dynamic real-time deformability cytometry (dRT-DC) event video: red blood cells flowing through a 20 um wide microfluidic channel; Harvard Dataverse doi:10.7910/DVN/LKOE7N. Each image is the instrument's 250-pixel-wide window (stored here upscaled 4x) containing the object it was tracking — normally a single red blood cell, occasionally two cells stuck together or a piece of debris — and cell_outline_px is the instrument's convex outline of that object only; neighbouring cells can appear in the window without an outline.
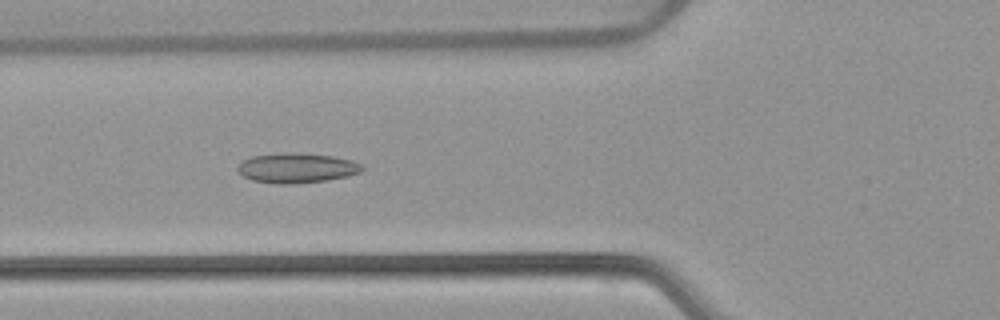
{"species": "common noctule bat (a hibernating species)", "species_latin": "Nyctalus noctula", "temperature_condition": "warm", "stored_images_in_passage": 53, "camera_frame_rate_fps": 3000, "um_per_image_px": 0.085, "animal": {"sex": "female", "body_mass_g": 22.7, "forearm_length_mm": 54.2}, "frame": {"image": 1, "passage_image": 20, "time_ms": 6.333, "image_size_px": [1000, 320], "cell_outline_px": [[364, 172], [348, 176], [324, 180], [296, 184], [276, 184], [252, 180], [244, 176], [236, 168], [244, 160], [252, 156], [332, 156], [352, 160], [364, 164]], "centroid_in_image_um": [25.31, 14.35], "position_along_channel_um": 100.5, "area_um2": 20.52}}
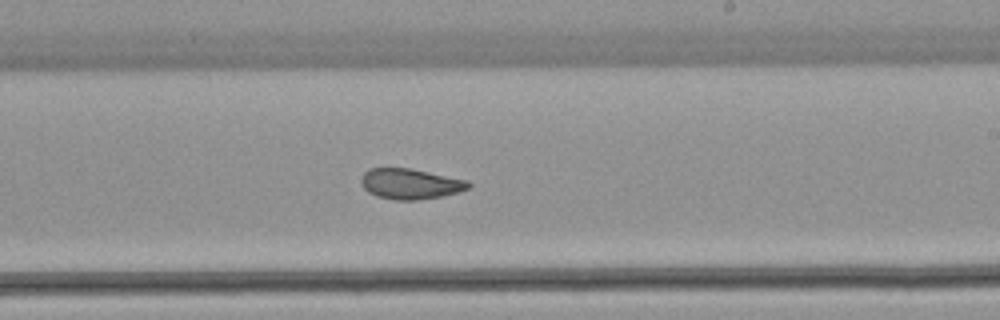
{"frame": {"image": 2, "passage_image": 32, "time_ms": 10.333, "image_size_px": [1000, 320], "cell_outline_px": [[472, 184], [468, 188], [456, 192], [440, 196], [416, 200], [392, 200], [376, 196], [368, 192], [364, 188], [360, 180], [364, 172], [368, 168], [412, 168], [468, 180]], "centroid_in_image_um": [34.85, 15.62], "position_along_channel_um": 254.2, "area_um2": 19.13}}
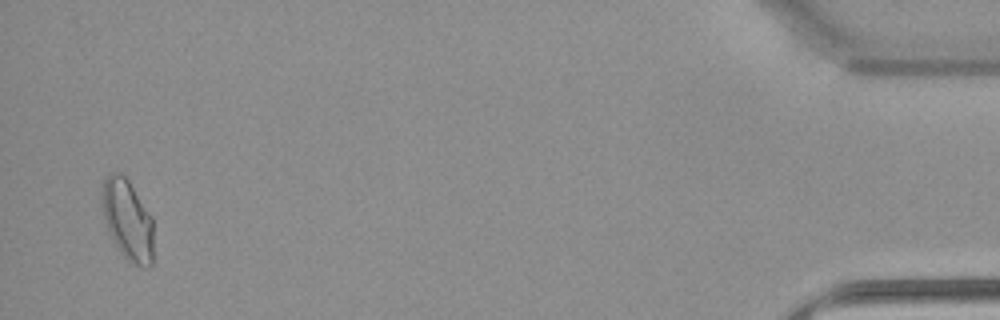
{"frame": {"image": 3, "passage_image": 52, "time_ms": 17.0, "image_size_px": [1000, 320], "cell_outline_px": [[152, 264], [148, 268], [136, 264], [128, 260], [116, 248], [108, 232], [104, 220], [100, 200], [100, 192], [104, 180], [108, 172], [120, 172], [128, 180], [152, 216]], "centroid_in_image_um": [10.8, 18.65], "position_along_channel_um": 424.4, "area_um2": 24.51}, "authors_computed_cell_mechanics": {"area_um2": 20.7502, "velocity_mm_per_s": 3.8519, "shape_relaxation_time_tau1_ms": null, "shape_relaxation_time_tau2_ms": 1.9311, "deformation_change_tau1": null, "deformation_change_tau2": 0.0802}}